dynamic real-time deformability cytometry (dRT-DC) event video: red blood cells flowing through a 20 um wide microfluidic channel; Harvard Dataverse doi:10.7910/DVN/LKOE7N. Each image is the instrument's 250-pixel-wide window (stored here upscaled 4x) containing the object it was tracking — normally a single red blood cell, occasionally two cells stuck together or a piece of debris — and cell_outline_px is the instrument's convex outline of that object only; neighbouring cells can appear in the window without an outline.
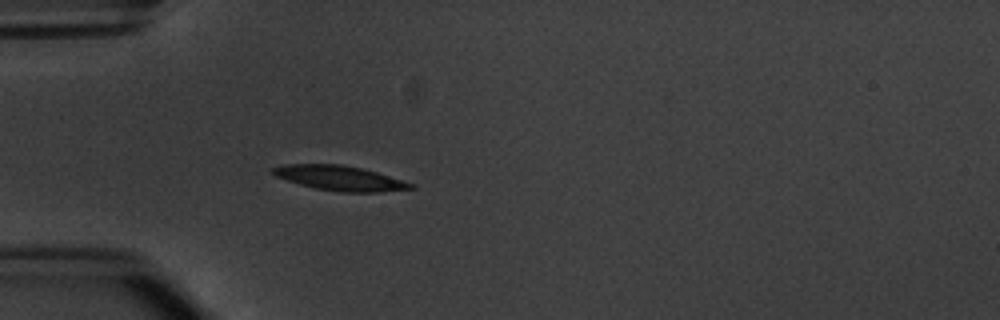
{"species": "common noctule bat (a hibernating species)", "species_latin": "Nyctalus noctula", "temperature_condition": "warm", "stored_images_in_passage": 4, "camera_frame_rate_fps": 3000, "um_per_image_px": 0.085, "animal": {"sex": "male", "body_mass_g": 20.1, "forearm_length_mm": 53.5}, "frame": {"image": 1, "passage_image": 4, "time_ms": 3.667, "image_size_px": [1000, 320], "cell_outline_px": [[416, 188], [380, 192], [340, 192], [316, 188], [300, 184], [276, 176], [268, 168], [284, 164], [340, 164], [360, 168], [376, 172], [416, 184]], "centroid_in_image_um": [28.89, 15.14], "position_along_channel_um": 56.1, "area_um2": 19.88}}